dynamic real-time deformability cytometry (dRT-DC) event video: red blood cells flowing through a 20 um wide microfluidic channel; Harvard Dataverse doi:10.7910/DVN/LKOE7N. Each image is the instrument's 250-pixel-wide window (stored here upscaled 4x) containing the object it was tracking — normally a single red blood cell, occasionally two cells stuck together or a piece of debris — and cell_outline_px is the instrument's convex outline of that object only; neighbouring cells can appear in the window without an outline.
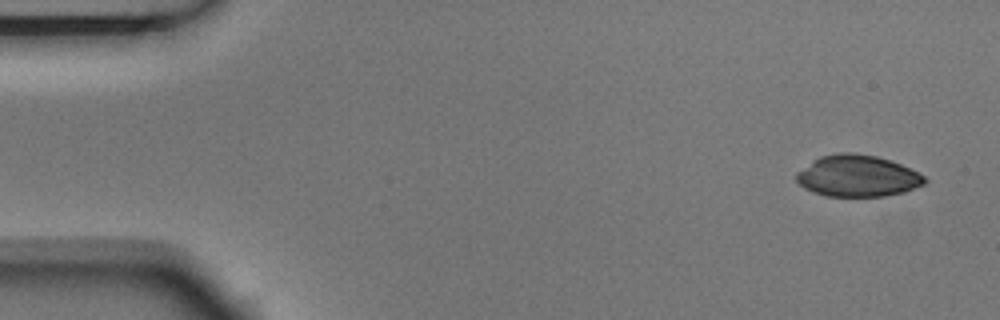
{"species": "Egyptian fruit bat (a non-hibernating species)", "species_latin": "Rousettus aegyptiacus", "temperature_condition": "room temperature", "stored_images_in_passage": 5, "camera_frame_rate_fps": 3000, "um_per_image_px": 0.085, "animal": {"sex": "male"}, "frame": {"image": 1, "passage_image": 1, "time_ms": 0.0, "image_size_px": [1000, 320], "cell_outline_px": [[928, 180], [924, 184], [904, 192], [884, 196], [828, 196], [812, 192], [804, 188], [796, 180], [796, 172], [812, 160], [820, 156], [840, 152], [852, 152], [876, 156], [900, 164], [924, 176]], "centroid_in_image_um": [72.85, 14.95], "position_along_channel_um": 12.1, "area_um2": 30.98}}